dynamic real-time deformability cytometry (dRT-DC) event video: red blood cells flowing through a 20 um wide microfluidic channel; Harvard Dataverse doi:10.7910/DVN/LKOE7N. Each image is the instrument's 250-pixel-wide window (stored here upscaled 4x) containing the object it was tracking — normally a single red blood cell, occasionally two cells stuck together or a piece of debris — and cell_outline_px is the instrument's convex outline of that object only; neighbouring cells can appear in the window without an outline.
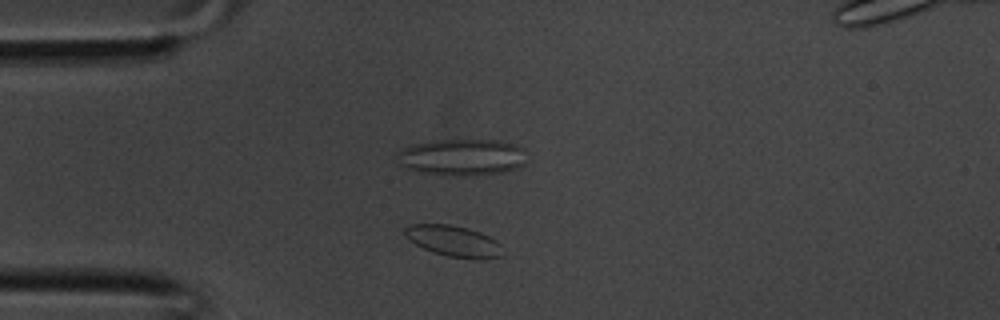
{"species": "common noctule bat (a hibernating species)", "species_latin": "Nyctalus noctula", "temperature_condition": "room temperature", "stored_images_in_passage": 27, "camera_frame_rate_fps": 3000, "um_per_image_px": 0.085, "animal": {"sex": "male", "body_mass_g": 20.1, "forearm_length_mm": 53.5}, "frame": {"image": 1, "passage_image": 3, "time_ms": 0.667, "image_size_px": [1000, 320], "cell_outline_px": [[500, 256], [484, 260], [472, 260], [448, 256], [432, 252], [408, 240], [404, 232], [404, 228], [408, 224], [448, 224], [468, 228], [480, 232], [496, 240], [500, 244]], "centroid_in_image_um": [38.54, 20.5], "position_along_channel_um": 46.5, "area_um2": 17.8}}
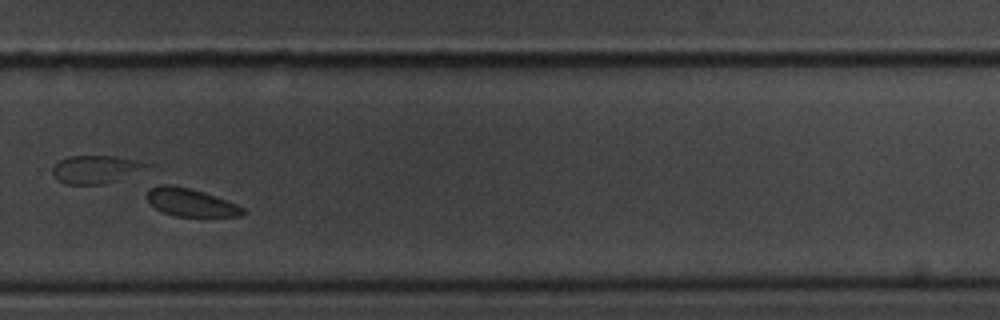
{"frame": {"image": 2, "passage_image": 19, "time_ms": 6.0, "image_size_px": [1000, 320], "cell_outline_px": [[248, 212], [240, 216], [172, 216], [156, 208], [148, 200], [148, 188], [160, 184], [168, 184], [188, 188], [204, 192], [228, 200], [244, 208]], "centroid_in_image_um": [16.24, 17.2], "position_along_channel_um": 313.6, "area_um2": 15.55}}
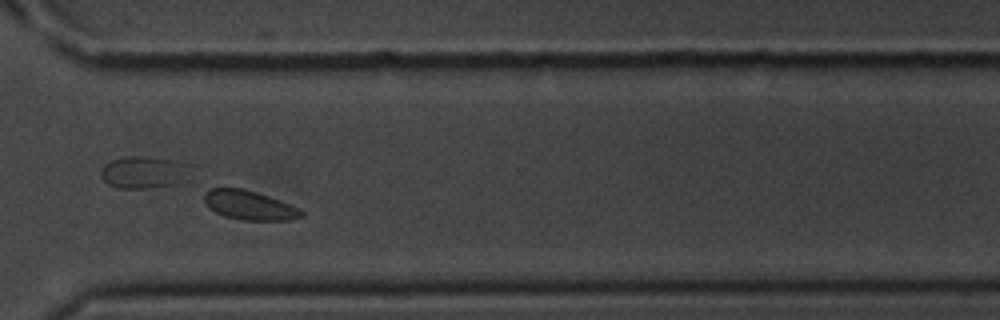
{"frame": {"image": 3, "passage_image": 21, "time_ms": 6.667, "image_size_px": [1000, 320], "cell_outline_px": [[304, 216], [292, 220], [244, 220], [224, 216], [208, 208], [204, 200], [204, 192], [208, 188], [240, 188], [256, 192], [280, 200], [300, 208], [304, 212]], "centroid_in_image_um": [21.2, 17.44], "position_along_channel_um": 349.4, "area_um2": 16.65}}